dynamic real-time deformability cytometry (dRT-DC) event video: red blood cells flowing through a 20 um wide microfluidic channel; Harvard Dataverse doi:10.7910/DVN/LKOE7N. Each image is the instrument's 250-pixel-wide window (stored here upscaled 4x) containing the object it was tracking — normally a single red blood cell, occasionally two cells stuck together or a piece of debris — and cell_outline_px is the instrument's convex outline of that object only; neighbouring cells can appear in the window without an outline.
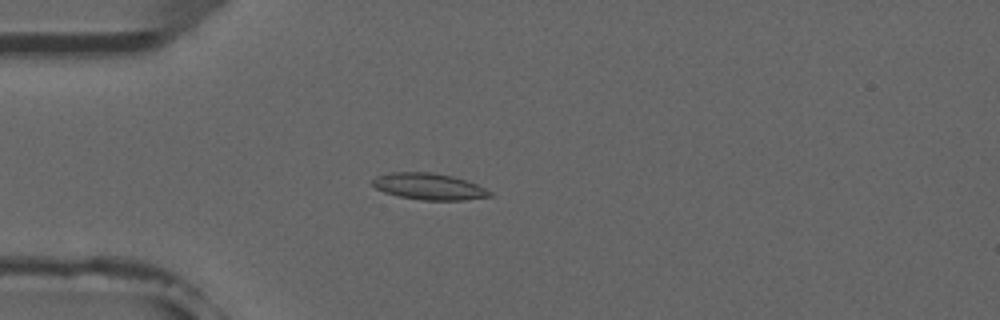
{"species": "common noctule bat (a hibernating species)", "species_latin": "Nyctalus noctula", "temperature_condition": "room temperature", "stored_images_in_passage": 4, "camera_frame_rate_fps": 3000, "um_per_image_px": 0.085, "animal": {"sex": "male", "forearm_length_mm": 52.5}, "frame": {"image": 1, "passage_image": 4, "time_ms": 4.333, "image_size_px": [1000, 320], "cell_outline_px": [[492, 196], [464, 200], [424, 200], [400, 196], [384, 192], [376, 188], [372, 184], [372, 180], [376, 176], [388, 172], [432, 172], [452, 176], [476, 184], [492, 192]], "centroid_in_image_um": [36.44, 15.84], "position_along_channel_um": 48.6, "area_um2": 17.98}}